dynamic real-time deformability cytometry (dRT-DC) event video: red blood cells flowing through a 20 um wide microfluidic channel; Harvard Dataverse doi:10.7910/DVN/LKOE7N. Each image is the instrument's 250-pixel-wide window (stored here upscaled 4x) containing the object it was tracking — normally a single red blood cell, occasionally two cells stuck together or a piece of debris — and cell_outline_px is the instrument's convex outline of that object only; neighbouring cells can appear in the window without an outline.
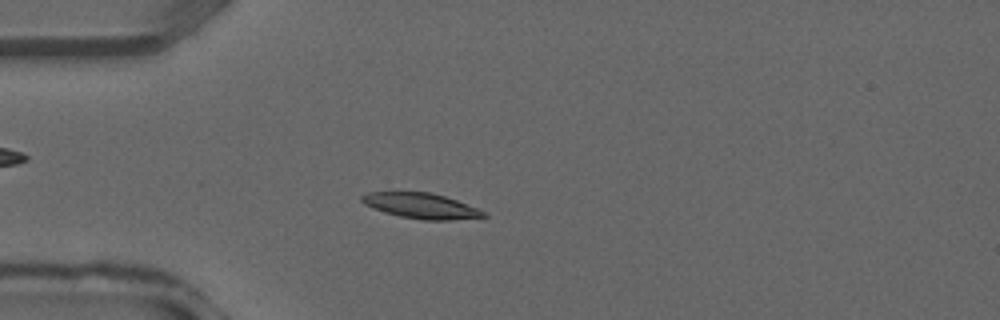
{"species": "common noctule bat (a hibernating species)", "species_latin": "Nyctalus noctula", "temperature_condition": "warm", "stored_images_in_passage": 37, "camera_frame_rate_fps": 3000, "um_per_image_px": 0.085, "animal": {"sex": "male", "forearm_length_mm": 52.5}, "frame": {"image": 1, "passage_image": 10, "time_ms": 3.0, "image_size_px": [1000, 320], "cell_outline_px": [[488, 216], [452, 220], [424, 220], [400, 216], [384, 212], [364, 204], [360, 200], [360, 196], [368, 192], [432, 192], [456, 200], [476, 208], [484, 212]], "centroid_in_image_um": [35.75, 17.49], "position_along_channel_um": 49.2, "area_um2": 17.86}}
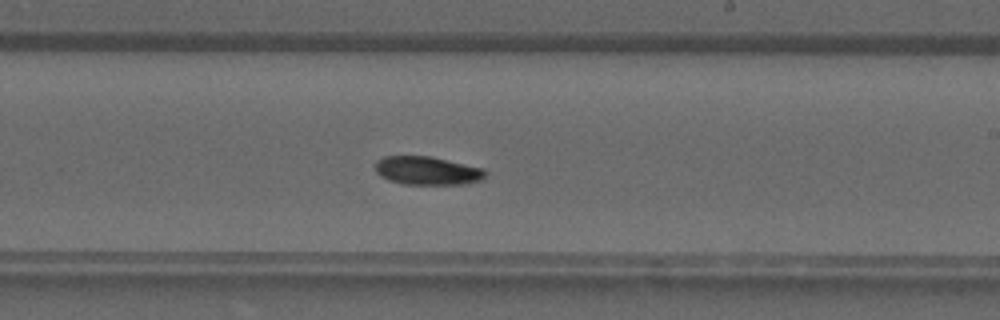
{"frame": {"image": 2, "passage_image": 22, "time_ms": 7.0, "image_size_px": [1000, 320], "cell_outline_px": [[488, 172], [480, 180], [464, 184], [404, 184], [388, 180], [380, 176], [376, 172], [376, 160], [384, 156], [428, 156], [484, 168]], "centroid_in_image_um": [36.3, 14.51], "position_along_channel_um": 252.7, "area_um2": 18.15}}
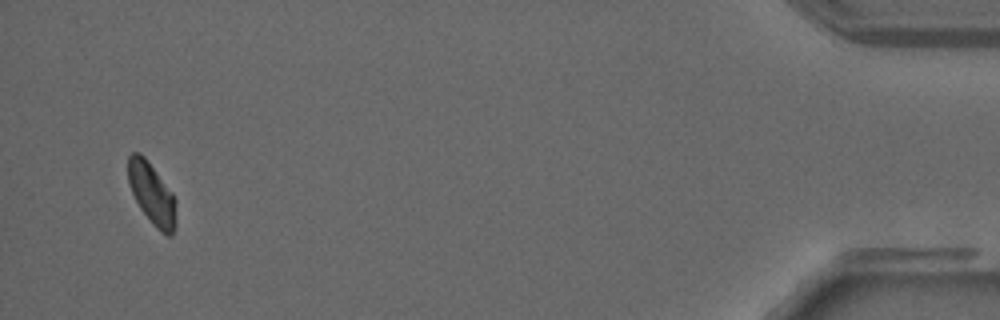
{"frame": {"image": 3, "passage_image": 36, "time_ms": 11.667, "image_size_px": [1000, 320], "cell_outline_px": [[176, 224], [172, 236], [168, 236], [160, 232], [156, 228], [140, 208], [128, 184], [128, 156], [132, 152], [140, 152], [144, 156], [172, 192], [176, 200]], "centroid_in_image_um": [12.92, 16.48], "position_along_channel_um": 422.3, "area_um2": 17.28}}